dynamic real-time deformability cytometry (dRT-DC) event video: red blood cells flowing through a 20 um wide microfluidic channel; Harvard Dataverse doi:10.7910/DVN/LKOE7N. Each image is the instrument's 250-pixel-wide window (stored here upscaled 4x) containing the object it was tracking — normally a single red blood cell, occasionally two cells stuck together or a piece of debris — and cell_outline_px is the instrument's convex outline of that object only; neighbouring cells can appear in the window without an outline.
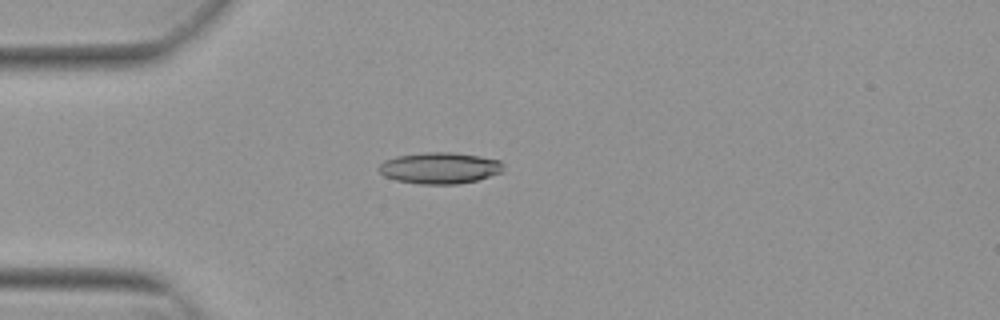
{"species": "Egyptian fruit bat (a non-hibernating species)", "species_latin": "Rousettus aegyptiacus", "temperature_condition": "warm", "stored_images_in_passage": 54, "camera_frame_rate_fps": 3000, "um_per_image_px": 0.085, "animal": {"sex": "female"}, "frame": {"image": 1, "passage_image": 15, "time_ms": 4.667, "image_size_px": [1000, 320], "cell_outline_px": [[504, 172], [476, 180], [456, 184], [420, 184], [396, 180], [384, 176], [376, 168], [384, 160], [396, 156], [424, 152], [452, 152], [480, 156], [500, 160], [504, 164]], "centroid_in_image_um": [37.38, 14.27], "position_along_channel_um": 47.6, "area_um2": 22.95}}
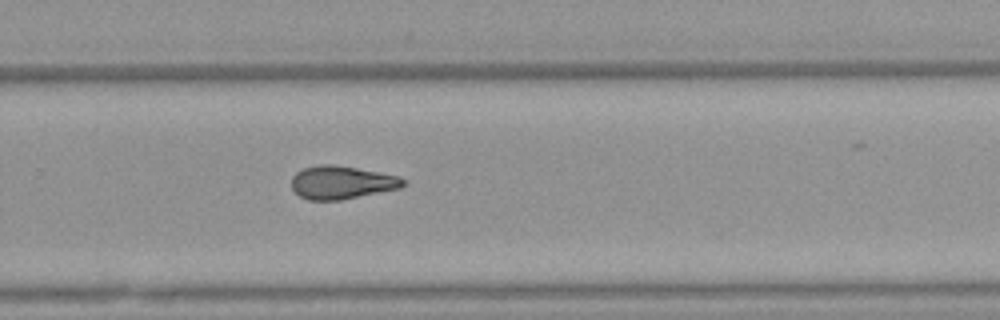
{"frame": {"image": 2, "passage_image": 36, "time_ms": 11.667, "image_size_px": [1000, 320], "cell_outline_px": [[408, 184], [400, 188], [340, 200], [308, 200], [300, 196], [292, 188], [292, 176], [296, 172], [304, 168], [316, 164], [336, 164], [400, 176], [408, 180]], "centroid_in_image_um": [29.07, 15.49], "position_along_channel_um": 300.7, "area_um2": 21.79}}
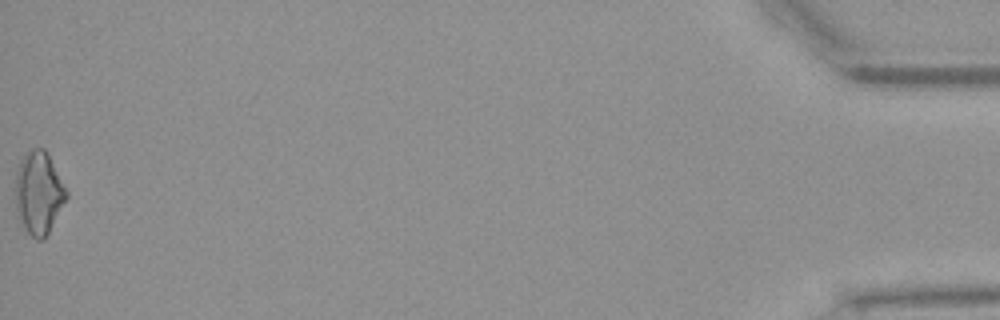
{"frame": {"image": 3, "passage_image": 54, "time_ms": 17.667, "image_size_px": [1000, 320], "cell_outline_px": [[68, 196], [48, 232], [40, 240], [36, 240], [24, 228], [16, 216], [16, 172], [20, 160], [32, 148], [44, 148], [48, 152], [68, 192]], "centroid_in_image_um": [3.28, 16.37], "position_along_channel_um": 431.9, "area_um2": 24.45}, "authors_computed_cell_mechanics": {"area_um2": 21.7328, "velocity_mm_per_s": 3.8509, "shape_relaxation_time_tau1_ms": 8.9601, "shape_relaxation_time_tau2_ms": 3.0628, "deformation_change_tau1": 0.2112, "deformation_change_tau2": 0.1026}}